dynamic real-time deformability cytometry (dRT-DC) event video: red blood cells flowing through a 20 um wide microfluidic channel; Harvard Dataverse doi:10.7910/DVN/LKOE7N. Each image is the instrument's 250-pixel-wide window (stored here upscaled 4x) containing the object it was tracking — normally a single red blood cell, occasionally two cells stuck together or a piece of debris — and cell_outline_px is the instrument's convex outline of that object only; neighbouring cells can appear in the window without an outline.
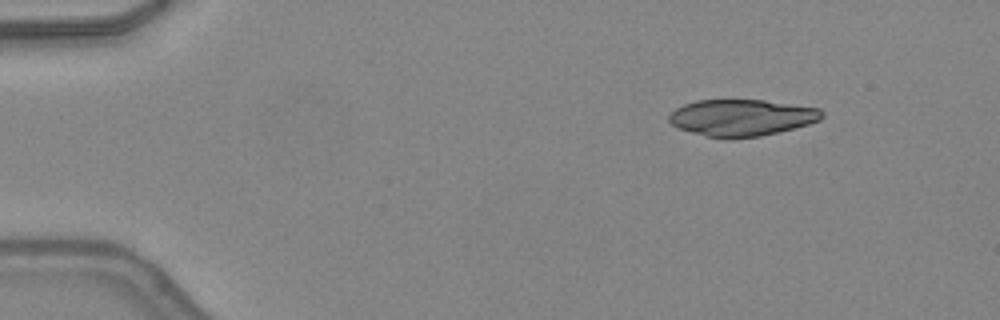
{"species": "common noctule bat (a hibernating species)", "species_latin": "Nyctalus noctula", "temperature_condition": "warm", "stored_images_in_passage": 16, "camera_frame_rate_fps": 3000, "um_per_image_px": 0.085, "animal": {"sex": "female", "body_mass_g": 24.6, "forearm_length_mm": 56.2}, "frame": {"image": 1, "passage_image": 1, "time_ms": 0.0, "image_size_px": [1000, 320], "cell_outline_px": [[824, 116], [820, 120], [808, 124], [760, 136], [728, 140], [724, 140], [692, 132], [680, 128], [672, 124], [668, 120], [668, 116], [676, 108], [684, 104], [696, 100], [764, 100], [820, 108], [824, 112]], "centroid_in_image_um": [63.04, 10.0], "position_along_channel_um": 22.0, "area_um2": 32.71}}